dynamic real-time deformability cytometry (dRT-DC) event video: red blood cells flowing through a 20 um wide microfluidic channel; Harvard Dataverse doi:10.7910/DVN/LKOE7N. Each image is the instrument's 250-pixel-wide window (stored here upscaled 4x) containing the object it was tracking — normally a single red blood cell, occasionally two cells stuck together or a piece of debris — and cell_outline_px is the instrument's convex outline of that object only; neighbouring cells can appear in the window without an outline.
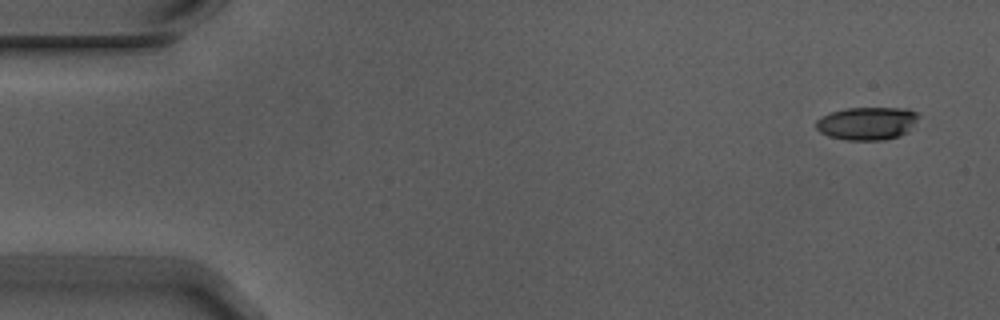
{"species": "Egyptian fruit bat (a non-hibernating species)", "species_latin": "Rousettus aegyptiacus", "temperature_condition": "warm", "stored_images_in_passage": 5, "camera_frame_rate_fps": 3000, "um_per_image_px": 0.085, "animal": {"sex": "male"}, "frame": {"image": 1, "passage_image": 1, "time_ms": 0.0, "image_size_px": [1000, 320], "cell_outline_px": [[920, 116], [908, 132], [900, 136], [884, 140], [844, 140], [828, 136], [820, 132], [816, 128], [816, 120], [832, 112], [844, 108], [908, 108], [916, 112]], "centroid_in_image_um": [73.73, 10.49], "position_along_channel_um": 11.3, "area_um2": 19.83}}
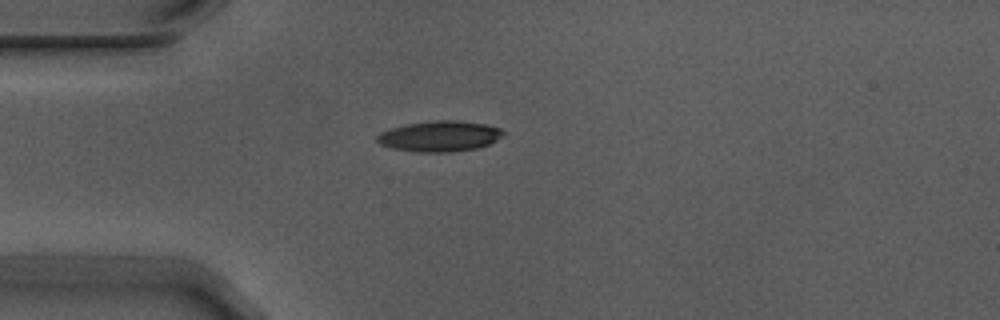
{"frame": {"image": 2, "passage_image": 4, "time_ms": 1.0, "image_size_px": [1000, 320], "cell_outline_px": [[508, 132], [496, 140], [488, 144], [476, 148], [448, 152], [420, 152], [392, 148], [380, 144], [376, 140], [376, 136], [380, 132], [392, 128], [408, 124], [432, 120], [456, 120], [484, 124], [500, 128]], "centroid_in_image_um": [37.38, 11.57], "position_along_channel_um": 47.6, "area_um2": 22.43}}